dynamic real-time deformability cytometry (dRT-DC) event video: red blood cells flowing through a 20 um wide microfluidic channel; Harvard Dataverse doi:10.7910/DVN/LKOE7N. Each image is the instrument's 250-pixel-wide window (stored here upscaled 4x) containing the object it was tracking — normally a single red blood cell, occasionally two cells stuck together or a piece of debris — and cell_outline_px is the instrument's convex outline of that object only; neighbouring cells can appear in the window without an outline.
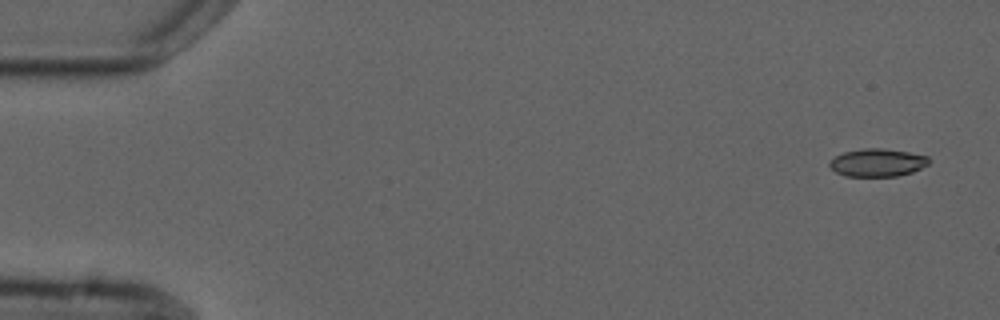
{"species": "common noctule bat (a hibernating species)", "species_latin": "Nyctalus noctula", "temperature_condition": "cold", "stored_images_in_passage": 4, "camera_frame_rate_fps": 3000, "um_per_image_px": 0.085, "animal": {"sex": "male", "forearm_length_mm": 52.5}, "frame": {"image": 1, "passage_image": 1, "time_ms": 0.0, "image_size_px": [1000, 320], "cell_outline_px": [[932, 160], [928, 164], [912, 172], [896, 176], [844, 176], [836, 172], [828, 164], [836, 156], [844, 152], [864, 148], [884, 148], [908, 152], [928, 156]], "centroid_in_image_um": [74.61, 13.82], "position_along_channel_um": 10.4, "area_um2": 16.07}}
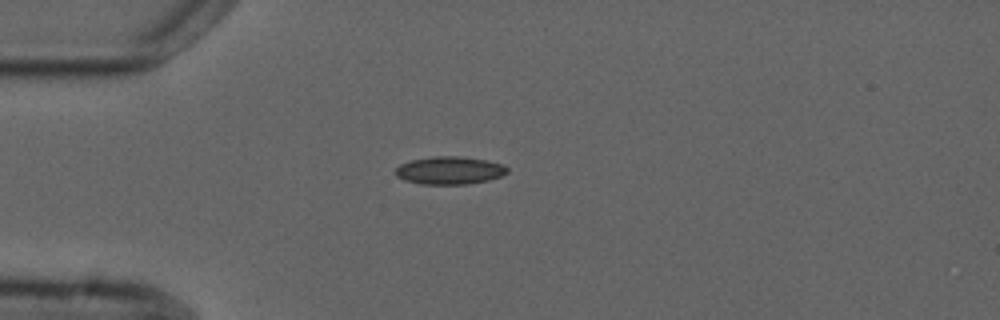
{"frame": {"image": 2, "passage_image": 4, "time_ms": 4.0, "image_size_px": [1000, 320], "cell_outline_px": [[508, 172], [500, 176], [488, 180], [468, 184], [420, 184], [404, 180], [396, 176], [396, 168], [400, 164], [412, 160], [432, 156], [456, 156], [484, 160], [504, 164], [508, 168]], "centroid_in_image_um": [38.21, 14.49], "position_along_channel_um": 46.8, "area_um2": 18.03}}